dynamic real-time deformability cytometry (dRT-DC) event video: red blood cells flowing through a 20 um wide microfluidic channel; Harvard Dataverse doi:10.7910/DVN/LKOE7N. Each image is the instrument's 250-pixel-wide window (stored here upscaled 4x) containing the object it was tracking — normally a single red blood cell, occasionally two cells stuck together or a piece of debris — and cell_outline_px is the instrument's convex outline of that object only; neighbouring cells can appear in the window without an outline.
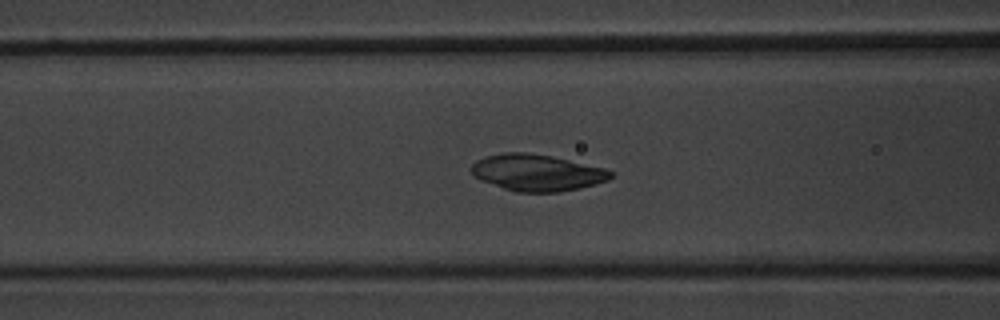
{"species": "common noctule bat (a hibernating species)", "species_latin": "Nyctalus noctula", "temperature_condition": "warm", "stored_images_in_passage": 54, "camera_frame_rate_fps": 3000, "um_per_image_px": 0.085, "animal": {"sex": "male", "body_mass_g": 20.1, "forearm_length_mm": 53.5}, "frame": {"image": 1, "passage_image": 22, "time_ms": 7.0, "image_size_px": [1000, 320], "cell_outline_px": [[612, 176], [608, 180], [596, 184], [580, 188], [560, 192], [516, 192], [480, 180], [472, 176], [468, 168], [476, 160], [488, 156], [504, 152], [524, 152], [552, 156], [604, 168], [612, 172]], "centroid_in_image_um": [45.6, 14.68], "position_along_channel_um": 121.0, "area_um2": 29.77}}
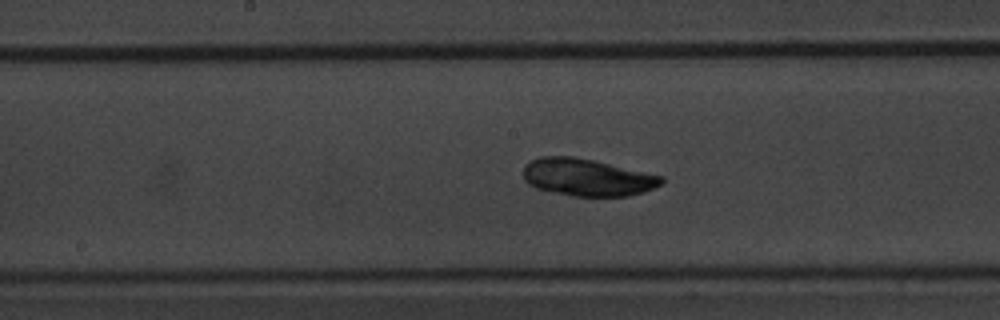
{"frame": {"image": 2, "passage_image": 28, "time_ms": 9.0, "image_size_px": [1000, 320], "cell_outline_px": [[664, 180], [660, 184], [644, 192], [628, 196], [572, 196], [536, 188], [528, 184], [524, 180], [524, 168], [532, 160], [540, 156], [572, 156], [592, 160], [664, 176]], "centroid_in_image_um": [49.91, 15.08], "position_along_channel_um": 198.3, "area_um2": 29.77}}
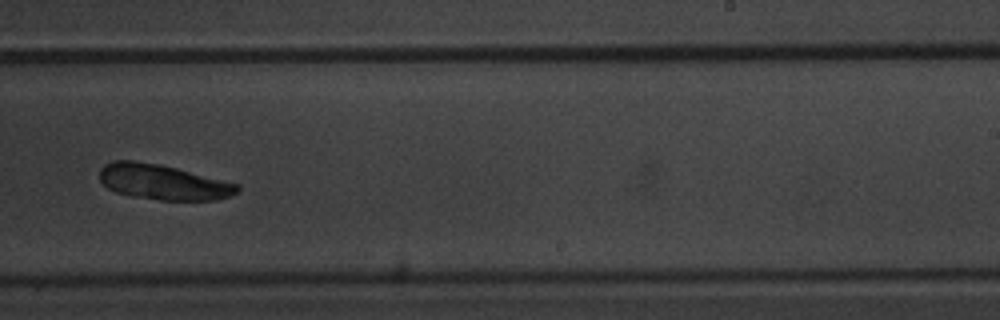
{"frame": {"image": 3, "passage_image": 34, "time_ms": 11.0, "image_size_px": [1000, 320], "cell_outline_px": [[240, 188], [236, 192], [228, 196], [216, 200], [160, 200], [132, 196], [116, 192], [108, 188], [100, 180], [100, 168], [104, 164], [116, 160], [136, 160], [160, 164], [240, 184]], "centroid_in_image_um": [13.84, 15.47], "position_along_channel_um": 275.2, "area_um2": 28.26}}